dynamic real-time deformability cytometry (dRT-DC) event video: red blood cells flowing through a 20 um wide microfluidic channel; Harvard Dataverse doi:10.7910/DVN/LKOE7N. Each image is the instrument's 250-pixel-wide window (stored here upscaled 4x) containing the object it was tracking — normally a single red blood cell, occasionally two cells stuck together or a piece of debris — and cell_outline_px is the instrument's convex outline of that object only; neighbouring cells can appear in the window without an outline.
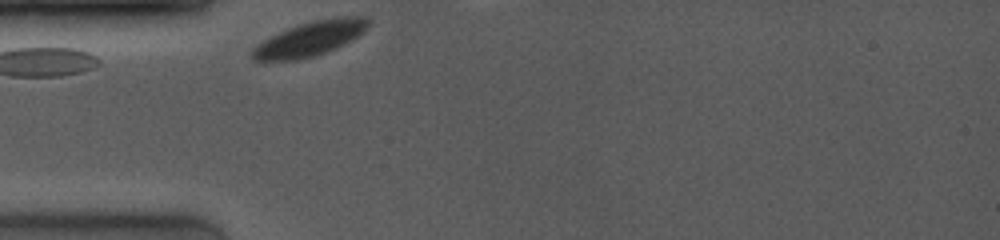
{"species": "common noctule bat (a hibernating species)", "species_latin": "Nyctalus noctula", "temperature_condition": "room temperature", "stored_images_in_passage": 1, "camera_frame_rate_fps": 4000, "um_per_image_px": 0.085, "animal": {"sex": "female", "body_mass_g": 19.0, "forearm_length_mm": 53.3}, "frame": {"image": 1, "passage_image": 1, "time_ms": 0.0, "image_size_px": [1000, 240], "cell_outline_px": [[368, 28], [364, 32], [352, 40], [336, 48], [312, 56], [296, 60], [256, 60], [252, 56], [252, 48], [256, 44], [288, 28], [312, 20], [340, 16], [364, 16], [368, 20]], "centroid_in_image_um": [26.39, 3.27], "position_along_channel_um": 58.6, "area_um2": 23.06}}